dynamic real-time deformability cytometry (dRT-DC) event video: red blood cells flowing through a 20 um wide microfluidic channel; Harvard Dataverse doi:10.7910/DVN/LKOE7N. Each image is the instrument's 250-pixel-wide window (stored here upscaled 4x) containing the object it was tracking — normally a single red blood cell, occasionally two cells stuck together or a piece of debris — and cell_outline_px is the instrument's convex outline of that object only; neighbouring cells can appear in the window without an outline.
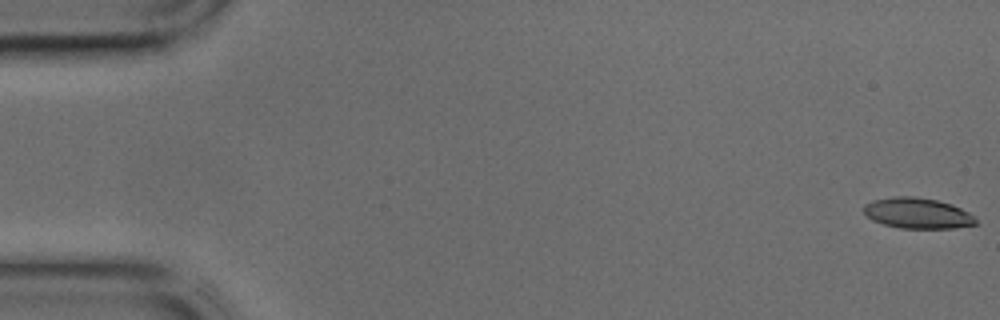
{"species": "common noctule bat (a hibernating species)", "species_latin": "Nyctalus noctula", "temperature_condition": "cold", "stored_images_in_passage": 45, "camera_frame_rate_fps": 3000, "um_per_image_px": 0.085, "animal": {"sex": "male", "body_mass_g": 17.9, "forearm_length_mm": 54.2}, "frame": {"image": 1, "passage_image": 1, "time_ms": 0.0, "image_size_px": [1000, 320], "cell_outline_px": [[980, 224], [956, 228], [900, 228], [884, 224], [872, 220], [864, 212], [864, 204], [872, 200], [892, 196], [912, 196], [936, 200], [952, 204], [976, 216]], "centroid_in_image_um": [78.03, 18.12], "position_along_channel_um": 7.0, "area_um2": 20.23}}
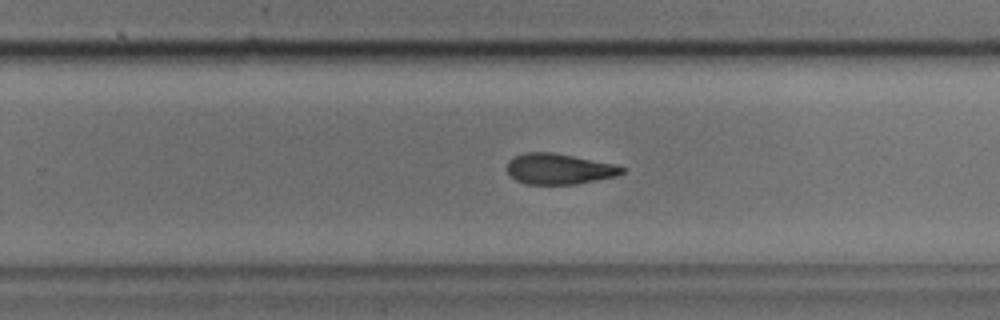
{"frame": {"image": 2, "passage_image": 28, "time_ms": 9.0, "image_size_px": [1000, 320], "cell_outline_px": [[624, 172], [616, 176], [576, 184], [528, 184], [516, 180], [508, 172], [508, 160], [512, 156], [528, 152], [552, 152], [616, 164], [624, 168]], "centroid_in_image_um": [47.52, 14.35], "position_along_channel_um": 282.3, "area_um2": 20.46}}
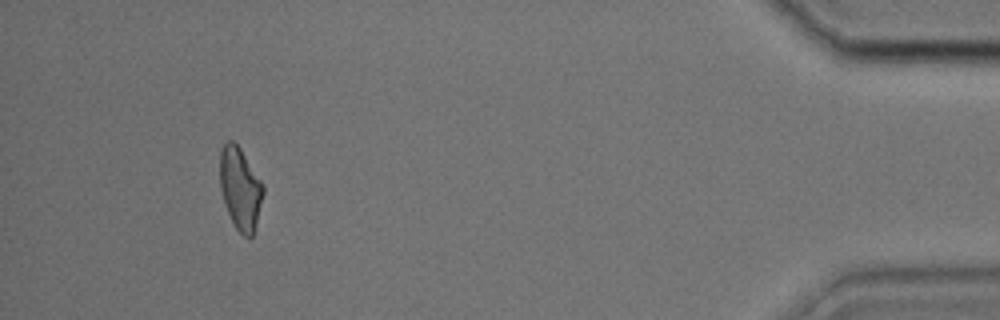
{"frame": {"image": 3, "passage_image": 41, "time_ms": 13.333, "image_size_px": [1000, 320], "cell_outline_px": [[264, 192], [256, 224], [252, 236], [244, 236], [236, 228], [228, 212], [220, 188], [220, 148], [228, 140], [232, 140], [240, 148], [264, 184]], "centroid_in_image_um": [20.42, 15.99], "position_along_channel_um": 414.8, "area_um2": 20.52}}